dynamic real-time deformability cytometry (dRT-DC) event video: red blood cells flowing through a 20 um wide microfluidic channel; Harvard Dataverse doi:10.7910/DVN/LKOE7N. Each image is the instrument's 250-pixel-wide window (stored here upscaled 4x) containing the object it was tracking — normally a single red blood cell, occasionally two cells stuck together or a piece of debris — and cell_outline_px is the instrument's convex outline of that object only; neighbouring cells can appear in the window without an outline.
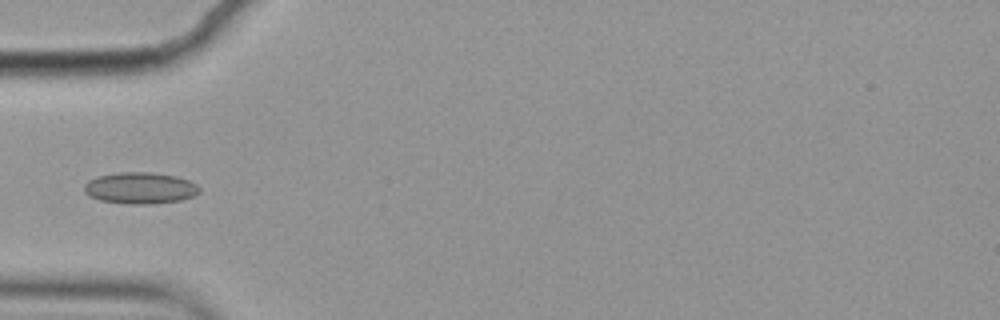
{"species": "common noctule bat (a hibernating species)", "species_latin": "Nyctalus noctula", "temperature_condition": "cold", "stored_images_in_passage": 7, "camera_frame_rate_fps": 3000, "um_per_image_px": 0.085, "animal": {"sex": "female", "body_mass_g": 19.9}, "frame": {"image": 1, "passage_image": 5, "time_ms": 1.333, "image_size_px": [1000, 320], "cell_outline_px": [[200, 192], [192, 196], [180, 200], [152, 204], [128, 204], [100, 200], [88, 196], [84, 192], [84, 184], [88, 180], [100, 176], [120, 172], [148, 172], [176, 176], [188, 180], [196, 184], [200, 188]], "centroid_in_image_um": [11.9, 15.99], "position_along_channel_um": 73.1, "area_um2": 21.1}}
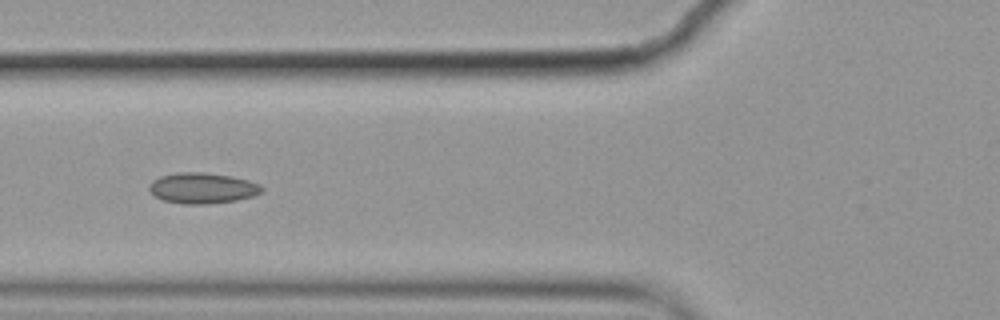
{"frame": {"image": 2, "passage_image": 6, "time_ms": 1.667, "image_size_px": [1000, 320], "cell_outline_px": [[264, 192], [252, 196], [236, 200], [208, 204], [184, 204], [164, 200], [156, 196], [148, 188], [148, 184], [152, 180], [160, 176], [176, 172], [204, 172], [232, 176], [248, 180], [260, 184], [264, 188]], "centroid_in_image_um": [17.22, 15.98], "position_along_channel_um": 108.6, "area_um2": 20.29}}
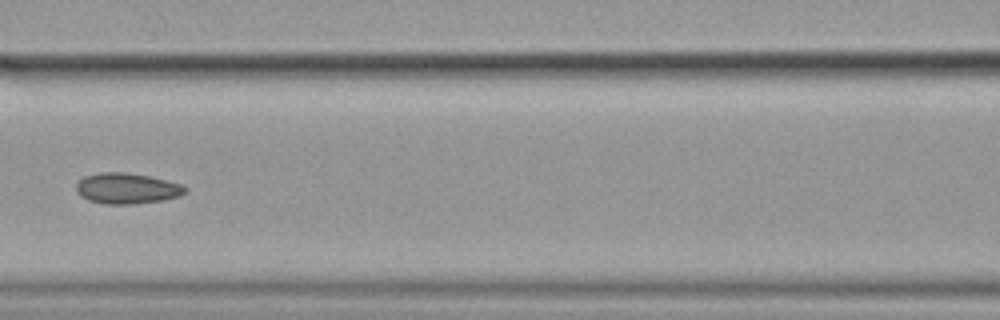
{"frame": {"image": 3, "passage_image": 7, "time_ms": 2.0, "image_size_px": [1000, 320], "cell_outline_px": [[188, 192], [180, 196], [164, 200], [136, 204], [104, 204], [88, 200], [80, 196], [76, 192], [76, 184], [84, 176], [100, 172], [124, 172], [148, 176], [180, 184], [188, 188]], "centroid_in_image_um": [10.78, 16.03], "position_along_channel_um": 155.8, "area_um2": 19.65}}